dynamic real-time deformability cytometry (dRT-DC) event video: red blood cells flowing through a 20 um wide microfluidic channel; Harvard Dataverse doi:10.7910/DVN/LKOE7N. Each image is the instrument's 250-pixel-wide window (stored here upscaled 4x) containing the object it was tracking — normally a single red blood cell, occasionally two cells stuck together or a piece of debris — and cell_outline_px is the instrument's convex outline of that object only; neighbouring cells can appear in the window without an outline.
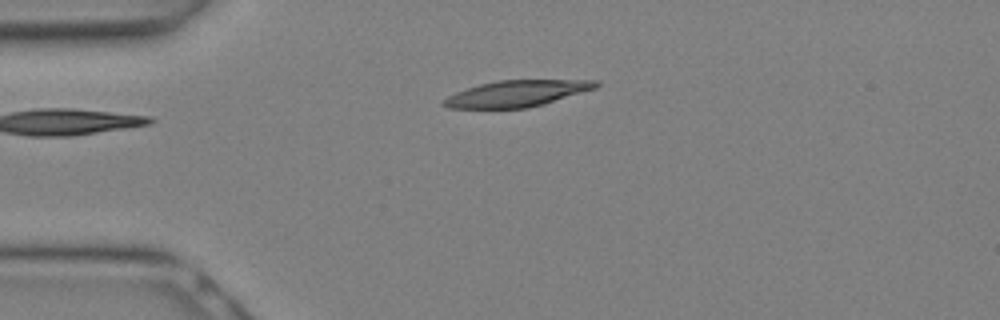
{"species": "Egyptian fruit bat (a non-hibernating species)", "species_latin": "Rousettus aegyptiacus", "temperature_condition": "warm", "stored_images_in_passage": 4, "camera_frame_rate_fps": 3000, "um_per_image_px": 0.085, "animal": {"sex": "female"}, "frame": {"image": 1, "passage_image": 4, "time_ms": 1.0, "image_size_px": [1000, 320], "cell_outline_px": [[600, 84], [596, 88], [544, 104], [528, 108], [448, 108], [440, 104], [448, 96], [456, 92], [480, 84], [500, 80], [596, 80]], "centroid_in_image_um": [43.93, 7.95], "position_along_channel_um": 41.1, "area_um2": 23.18}}